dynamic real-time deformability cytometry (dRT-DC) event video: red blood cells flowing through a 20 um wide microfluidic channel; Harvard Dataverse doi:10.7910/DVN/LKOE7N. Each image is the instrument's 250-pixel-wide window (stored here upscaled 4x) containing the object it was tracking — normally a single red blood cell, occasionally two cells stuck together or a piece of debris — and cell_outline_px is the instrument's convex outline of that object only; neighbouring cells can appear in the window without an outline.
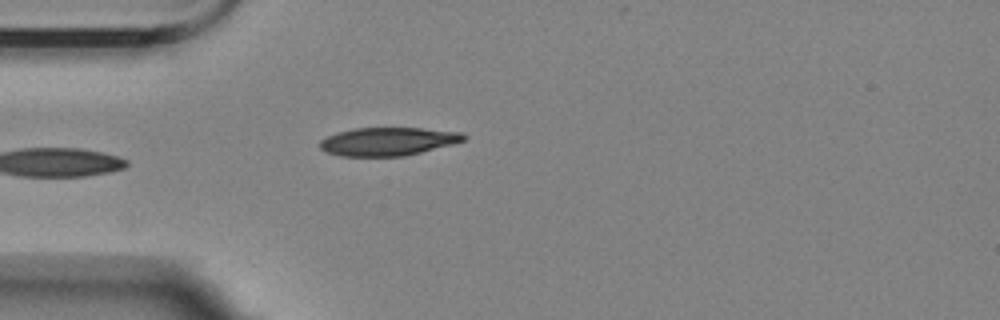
{"species": "Egyptian fruit bat (a non-hibernating species)", "species_latin": "Rousettus aegyptiacus", "temperature_condition": "room temperature", "stored_images_in_passage": 3, "camera_frame_rate_fps": 3000, "um_per_image_px": 0.085, "animal": {"sex": "female"}, "frame": {"image": 1, "passage_image": 3, "time_ms": 2.333, "image_size_px": [1000, 320], "cell_outline_px": [[468, 136], [464, 140], [452, 144], [404, 156], [340, 156], [324, 152], [320, 148], [320, 140], [328, 136], [340, 132], [356, 128], [420, 128], [460, 132]], "centroid_in_image_um": [32.96, 12.03], "position_along_channel_um": 52.0, "area_um2": 23.47}}